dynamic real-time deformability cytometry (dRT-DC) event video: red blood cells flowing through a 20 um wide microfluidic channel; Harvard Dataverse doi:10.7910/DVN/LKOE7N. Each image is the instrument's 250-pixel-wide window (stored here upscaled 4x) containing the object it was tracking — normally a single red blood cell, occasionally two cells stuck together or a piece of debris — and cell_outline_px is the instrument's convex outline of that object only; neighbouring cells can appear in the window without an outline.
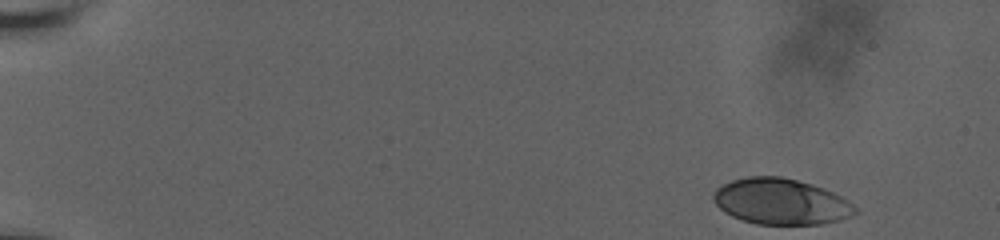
{"species": "human", "species_latin": "Homo sapiens", "temperature_condition": "room temperature", "stored_images_in_passage": 12, "camera_frame_rate_fps": 3000, "um_per_image_px": 0.085, "donor": {"sex": "male"}, "frame": {"image": 1, "passage_image": 1, "time_ms": 0.0, "image_size_px": [1000, 240], "cell_outline_px": [[856, 212], [840, 220], [820, 224], [756, 224], [732, 216], [724, 212], [712, 200], [712, 196], [716, 188], [732, 180], [748, 176], [780, 176], [812, 184], [832, 192], [848, 200], [856, 208]], "centroid_in_image_um": [66.34, 17.13], "position_along_channel_um": 18.7, "area_um2": 37.69}}
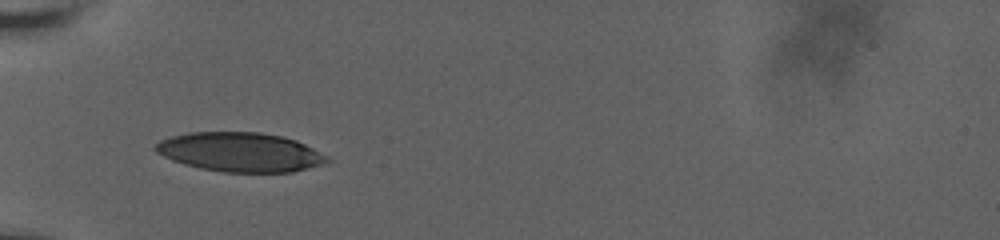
{"frame": {"image": 2, "passage_image": 9, "time_ms": 5.333, "image_size_px": [1000, 240], "cell_outline_px": [[332, 160], [320, 164], [292, 172], [224, 172], [200, 168], [184, 164], [172, 160], [156, 152], [152, 148], [160, 140], [172, 136], [188, 132], [260, 132], [280, 136], [296, 140], [328, 156]], "centroid_in_image_um": [20.38, 12.92], "position_along_channel_um": 64.6, "area_um2": 39.07}}
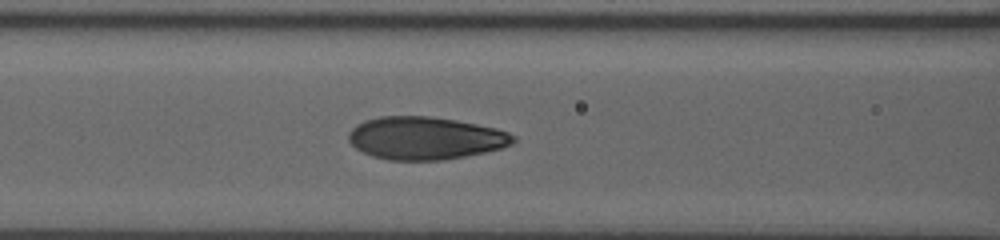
{"frame": {"image": 3, "passage_image": 12, "time_ms": 7.333, "image_size_px": [1000, 240], "cell_outline_px": [[516, 140], [512, 144], [500, 148], [484, 152], [444, 160], [388, 160], [372, 156], [356, 148], [348, 140], [348, 132], [356, 124], [364, 120], [380, 116], [432, 116], [456, 120], [496, 128], [508, 132], [516, 136]], "centroid_in_image_um": [36.13, 11.73], "position_along_channel_um": 130.5, "area_um2": 41.1}}